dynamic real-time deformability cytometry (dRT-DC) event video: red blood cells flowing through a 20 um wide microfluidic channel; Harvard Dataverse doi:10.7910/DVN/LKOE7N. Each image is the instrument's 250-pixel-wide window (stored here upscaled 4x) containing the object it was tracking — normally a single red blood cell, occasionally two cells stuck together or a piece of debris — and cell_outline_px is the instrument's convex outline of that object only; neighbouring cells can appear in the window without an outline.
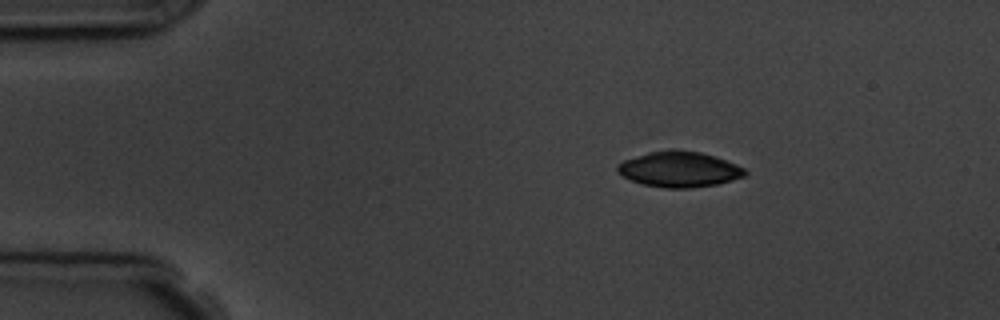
{"species": "common noctule bat (a hibernating species)", "species_latin": "Nyctalus noctula", "temperature_condition": "room temperature", "stored_images_in_passage": 3, "camera_frame_rate_fps": 3000, "um_per_image_px": 0.085, "animal": {"sex": "male", "body_mass_g": 19.5, "forearm_length_mm": 54.6}, "frame": {"image": 1, "passage_image": 1, "time_ms": 0.0, "image_size_px": [1000, 320], "cell_outline_px": [[748, 176], [716, 184], [688, 188], [664, 188], [644, 184], [632, 180], [624, 176], [616, 168], [616, 164], [624, 160], [648, 152], [672, 148], [700, 152], [736, 164], [744, 168], [748, 172]], "centroid_in_image_um": [57.75, 14.38], "position_along_channel_um": 27.2, "area_um2": 26.36}}
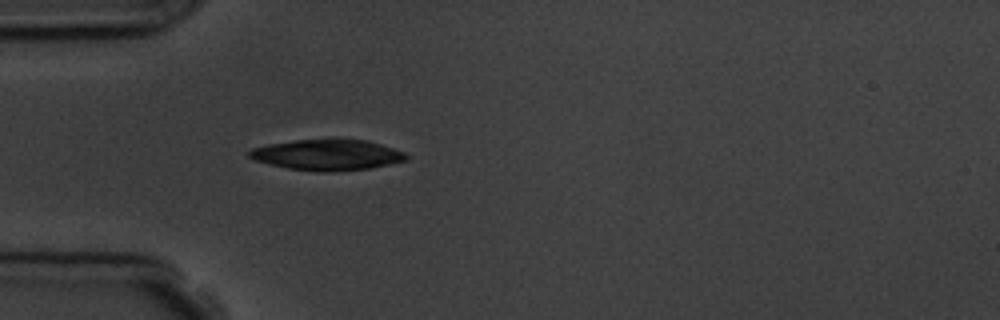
{"frame": {"image": 2, "passage_image": 3, "time_ms": 2.333, "image_size_px": [1000, 320], "cell_outline_px": [[408, 160], [368, 168], [324, 172], [316, 172], [288, 168], [268, 164], [256, 160], [248, 156], [248, 152], [252, 148], [268, 144], [296, 140], [332, 136], [340, 136], [368, 140], [404, 152], [408, 156]], "centroid_in_image_um": [27.82, 13.11], "position_along_channel_um": 57.2, "area_um2": 28.9}}